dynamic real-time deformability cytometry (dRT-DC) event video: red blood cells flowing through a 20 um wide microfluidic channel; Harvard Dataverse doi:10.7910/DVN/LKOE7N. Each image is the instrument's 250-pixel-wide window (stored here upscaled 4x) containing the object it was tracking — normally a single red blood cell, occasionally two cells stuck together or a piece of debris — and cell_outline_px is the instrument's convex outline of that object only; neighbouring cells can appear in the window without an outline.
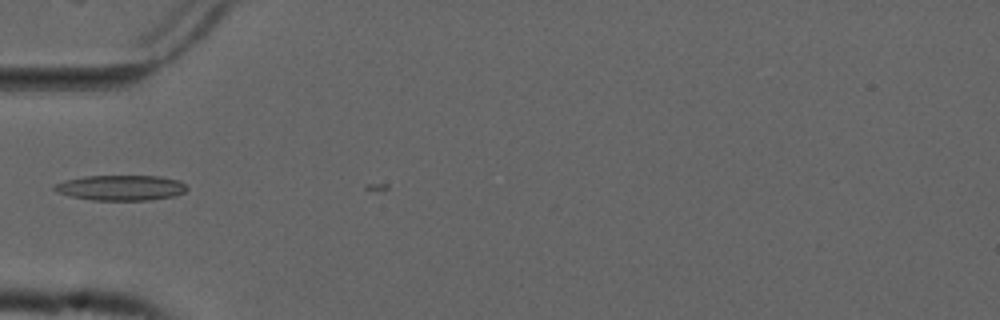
{"species": "common noctule bat (a hibernating species)", "species_latin": "Nyctalus noctula", "temperature_condition": "cold", "stored_images_in_passage": 3, "camera_frame_rate_fps": 3000, "um_per_image_px": 0.085, "animal": {"sex": "male", "forearm_length_mm": 52.5}, "frame": {"image": 1, "passage_image": 1, "time_ms": 0.0, "image_size_px": [1000, 320], "cell_outline_px": [[188, 188], [184, 192], [172, 196], [148, 200], [92, 200], [72, 196], [56, 192], [52, 188], [56, 184], [64, 180], [84, 176], [160, 176], [180, 180]], "centroid_in_image_um": [10.26, 15.95], "position_along_channel_um": 74.7, "area_um2": 19.48}}